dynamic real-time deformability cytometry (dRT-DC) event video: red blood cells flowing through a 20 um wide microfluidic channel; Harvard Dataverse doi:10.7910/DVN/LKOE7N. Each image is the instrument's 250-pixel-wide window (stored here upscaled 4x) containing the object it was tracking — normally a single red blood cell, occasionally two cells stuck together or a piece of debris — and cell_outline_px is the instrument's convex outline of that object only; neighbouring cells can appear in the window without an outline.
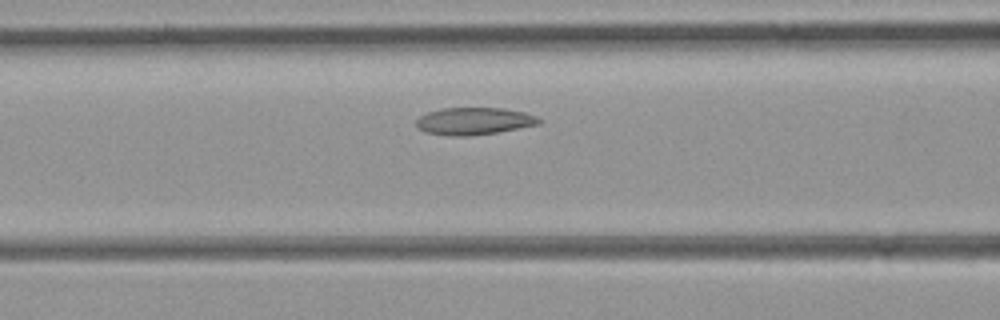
{"species": "common noctule bat (a hibernating species)", "species_latin": "Nyctalus noctula", "temperature_condition": "room temperature", "stored_images_in_passage": 11, "camera_frame_rate_fps": 3000, "um_per_image_px": 0.085, "animal": {"sex": "female", "body_mass_g": 21.9}, "frame": {"image": 1, "passage_image": 10, "time_ms": 3.0, "image_size_px": [1000, 320], "cell_outline_px": [[544, 120], [540, 124], [496, 132], [472, 136], [448, 136], [424, 132], [416, 124], [416, 120], [420, 116], [428, 112], [444, 108], [504, 108], [524, 112], [536, 116]], "centroid_in_image_um": [40.31, 10.3], "position_along_channel_um": 126.3, "area_um2": 19.54}}